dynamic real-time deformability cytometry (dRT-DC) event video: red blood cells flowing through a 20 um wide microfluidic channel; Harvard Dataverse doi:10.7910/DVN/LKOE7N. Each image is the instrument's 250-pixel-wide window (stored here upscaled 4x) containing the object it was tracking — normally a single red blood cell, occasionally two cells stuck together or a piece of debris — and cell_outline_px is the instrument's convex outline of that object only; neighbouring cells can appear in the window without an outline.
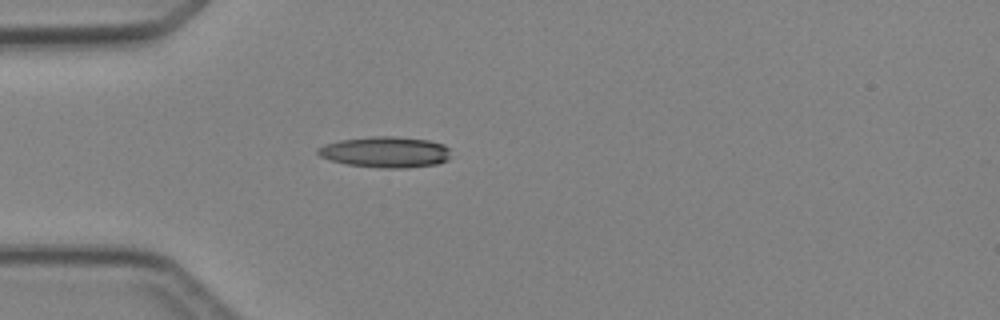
{"species": "Egyptian fruit bat (a non-hibernating species)", "species_latin": "Rousettus aegyptiacus", "temperature_condition": "cold", "stored_images_in_passage": 2, "camera_frame_rate_fps": 3000, "um_per_image_px": 0.085, "animal": {"sex": "female"}, "frame": {"image": 1, "passage_image": 1, "time_ms": 0.0, "image_size_px": [1000, 320], "cell_outline_px": [[448, 160], [436, 164], [404, 168], [380, 168], [348, 164], [332, 160], [320, 156], [316, 152], [316, 148], [324, 144], [340, 140], [372, 136], [392, 136], [428, 140], [444, 144], [448, 148]], "centroid_in_image_um": [32.74, 12.92], "position_along_channel_um": 52.3, "area_um2": 23.87}}